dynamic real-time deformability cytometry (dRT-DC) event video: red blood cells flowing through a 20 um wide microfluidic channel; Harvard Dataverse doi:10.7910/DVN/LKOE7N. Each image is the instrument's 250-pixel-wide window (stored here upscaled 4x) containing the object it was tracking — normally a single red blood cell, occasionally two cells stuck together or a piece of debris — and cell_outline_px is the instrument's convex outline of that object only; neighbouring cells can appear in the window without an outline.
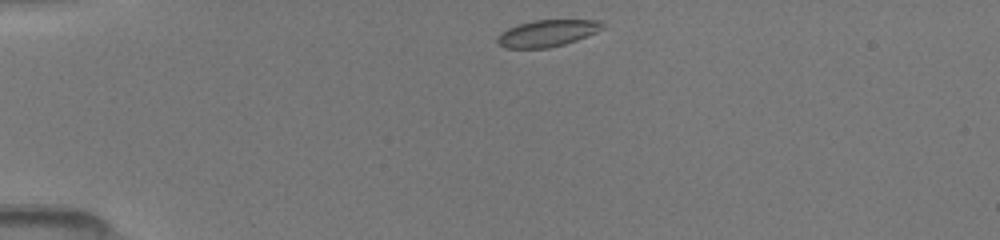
{"species": "common noctule bat (a hibernating species)", "species_latin": "Nyctalus noctula", "temperature_condition": "room temperature", "stored_images_in_passage": 42, "camera_frame_rate_fps": 3000, "um_per_image_px": 0.085, "animal": {"sex": "female", "body_mass_g": 19.5, "forearm_length_mm": 54.1}, "frame": {"image": 1, "passage_image": 1, "time_ms": 0.0, "image_size_px": [1000, 240], "cell_outline_px": [[604, 28], [588, 36], [564, 44], [548, 48], [504, 48], [496, 44], [496, 36], [500, 32], [508, 28], [532, 20], [604, 20]], "centroid_in_image_um": [46.49, 2.82], "position_along_channel_um": 38.5, "area_um2": 16.59}}
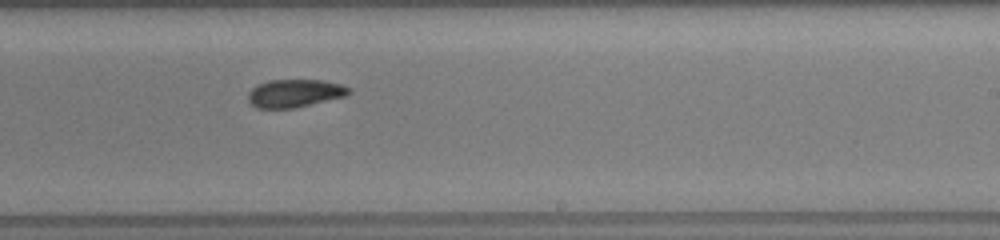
{"frame": {"image": 2, "passage_image": 18, "time_ms": 6.667, "image_size_px": [1000, 240], "cell_outline_px": [[352, 92], [348, 96], [292, 108], [256, 108], [248, 100], [248, 92], [256, 84], [268, 80], [324, 80], [340, 84], [352, 88]], "centroid_in_image_um": [25.08, 7.92], "position_along_channel_um": 263.9, "area_um2": 16.59}}
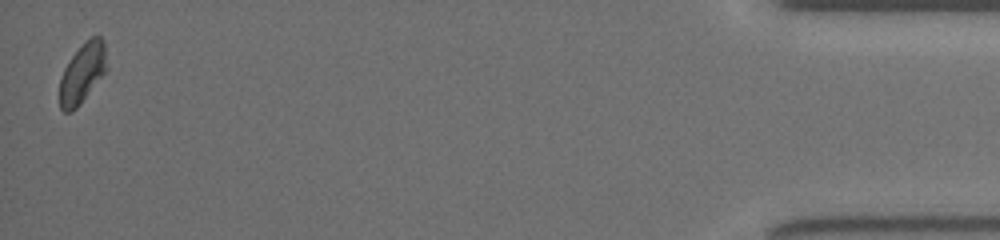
{"frame": {"image": 3, "passage_image": 42, "time_ms": 12.667, "image_size_px": [1000, 240], "cell_outline_px": [[108, 68], [80, 104], [72, 112], [64, 112], [60, 108], [60, 80], [64, 68], [72, 56], [92, 36], [100, 36], [104, 40]], "centroid_in_image_um": [7.02, 6.23], "position_along_channel_um": 428.2, "area_um2": 16.18}}